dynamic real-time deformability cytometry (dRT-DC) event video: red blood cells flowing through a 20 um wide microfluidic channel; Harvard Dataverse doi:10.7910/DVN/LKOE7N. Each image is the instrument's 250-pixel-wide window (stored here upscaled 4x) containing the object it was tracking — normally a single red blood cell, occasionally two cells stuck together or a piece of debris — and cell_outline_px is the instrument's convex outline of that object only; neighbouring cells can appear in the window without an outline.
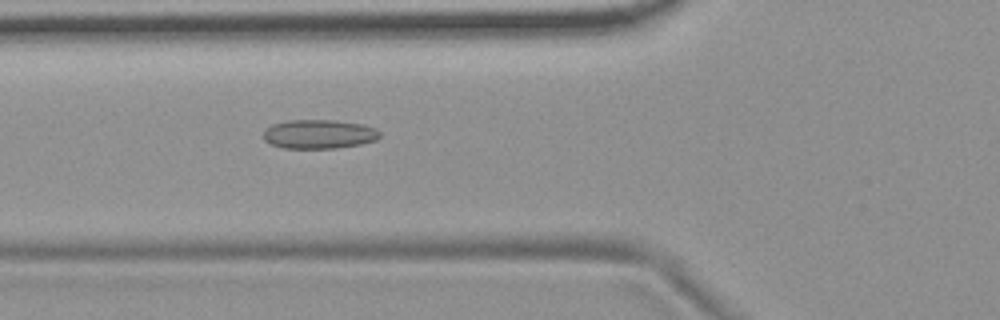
{"species": "common noctule bat (a hibernating species)", "species_latin": "Nyctalus noctula", "temperature_condition": "room temperature", "stored_images_in_passage": 49, "camera_frame_rate_fps": 3000, "um_per_image_px": 0.085, "animal": {"sex": "female", "body_mass_g": 19.9}, "frame": {"image": 1, "passage_image": 15, "time_ms": 4.667, "image_size_px": [1000, 320], "cell_outline_px": [[380, 136], [376, 140], [360, 144], [336, 148], [284, 148], [272, 144], [264, 140], [264, 132], [272, 124], [288, 120], [332, 120], [364, 124], [376, 128], [380, 132]], "centroid_in_image_um": [27.14, 11.39], "position_along_channel_um": 98.7, "area_um2": 19.65}}
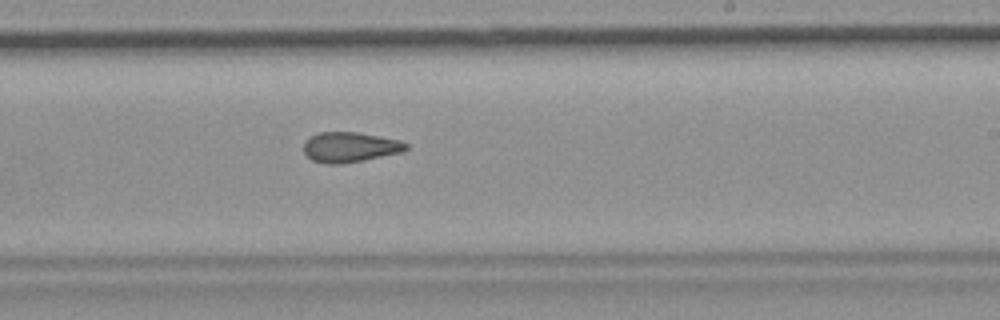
{"frame": {"image": 2, "passage_image": 28, "time_ms": 9.0, "image_size_px": [1000, 320], "cell_outline_px": [[408, 148], [404, 152], [364, 160], [340, 164], [328, 164], [312, 160], [304, 152], [304, 140], [308, 136], [320, 132], [356, 132], [400, 140], [408, 144]], "centroid_in_image_um": [29.74, 12.5], "position_along_channel_um": 259.3, "area_um2": 18.09}}
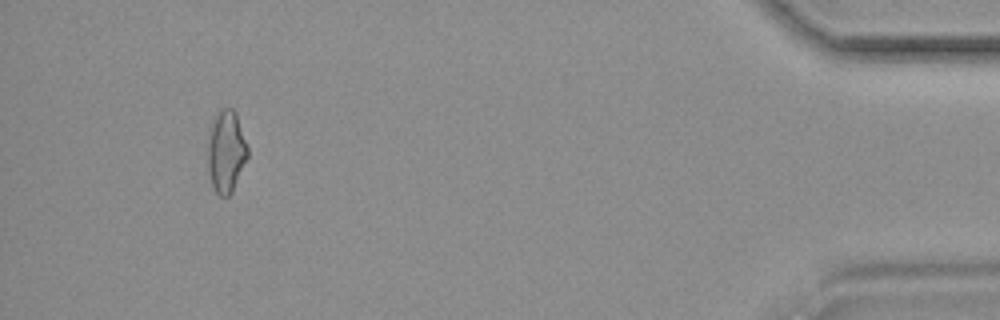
{"frame": {"image": 3, "passage_image": 46, "time_ms": 15.0, "image_size_px": [1000, 320], "cell_outline_px": [[248, 156], [232, 192], [228, 196], [220, 196], [212, 188], [208, 172], [208, 132], [216, 116], [224, 108], [232, 108], [236, 112], [248, 148]], "centroid_in_image_um": [19.21, 12.91], "position_along_channel_um": 416.0, "area_um2": 19.02}, "authors_computed_cell_mechanics": {"area_um2": 18.3804, "velocity_mm_per_s": 3.7092, "shape_relaxation_time_tau1_ms": null, "shape_relaxation_time_tau2_ms": 3.4434, "deformation_change_tau1": null, "deformation_change_tau2": 0.1136}}